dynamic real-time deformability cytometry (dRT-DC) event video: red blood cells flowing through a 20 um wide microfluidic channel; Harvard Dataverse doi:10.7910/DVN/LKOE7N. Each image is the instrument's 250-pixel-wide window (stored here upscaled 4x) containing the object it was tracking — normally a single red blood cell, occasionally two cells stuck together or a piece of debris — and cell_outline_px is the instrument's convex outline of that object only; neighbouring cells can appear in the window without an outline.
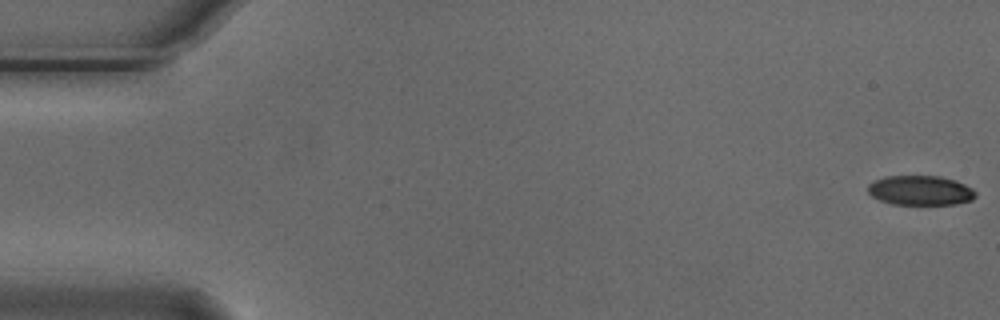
{"species": "Egyptian fruit bat (a non-hibernating species)", "species_latin": "Rousettus aegyptiacus", "temperature_condition": "cold", "stored_images_in_passage": 6, "camera_frame_rate_fps": 3000, "um_per_image_px": 0.085, "animal": {"sex": "male"}, "frame": {"image": 1, "passage_image": 1, "time_ms": 0.0, "image_size_px": [1000, 320], "cell_outline_px": [[976, 196], [972, 200], [956, 204], [892, 204], [880, 200], [872, 196], [868, 192], [868, 184], [872, 180], [884, 176], [940, 176], [956, 180], [972, 188], [976, 192]], "centroid_in_image_um": [78.22, 16.17], "position_along_channel_um": 6.8, "area_um2": 18.73}}
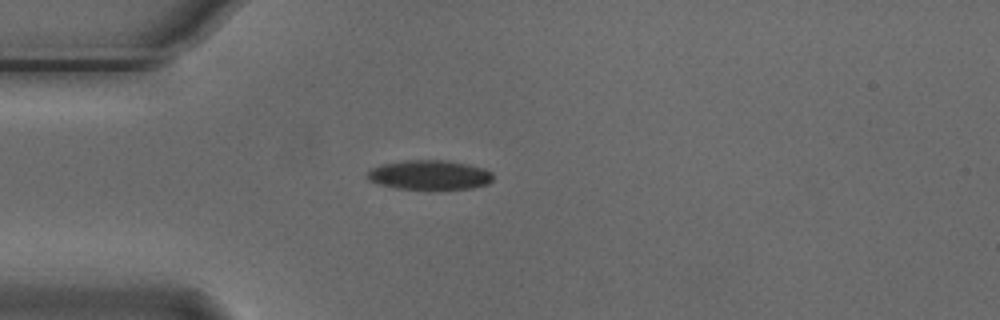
{"frame": {"image": 2, "passage_image": 5, "time_ms": 1.333, "image_size_px": [1000, 320], "cell_outline_px": [[492, 180], [488, 184], [472, 188], [440, 192], [396, 188], [380, 184], [368, 180], [368, 172], [372, 168], [380, 164], [404, 160], [448, 160], [468, 164], [484, 168], [492, 172]], "centroid_in_image_um": [36.55, 14.91], "position_along_channel_um": 48.5, "area_um2": 22.48}}